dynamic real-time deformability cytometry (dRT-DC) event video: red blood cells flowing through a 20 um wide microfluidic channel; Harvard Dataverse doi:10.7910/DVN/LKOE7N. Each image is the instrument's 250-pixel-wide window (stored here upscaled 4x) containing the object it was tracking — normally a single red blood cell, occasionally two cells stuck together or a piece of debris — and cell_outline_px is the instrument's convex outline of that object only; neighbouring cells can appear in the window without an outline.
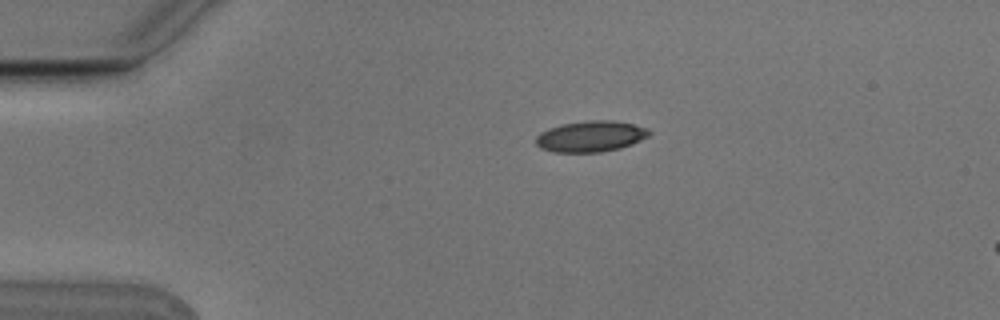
{"species": "Egyptian fruit bat (a non-hibernating species)", "species_latin": "Rousettus aegyptiacus", "temperature_condition": "cold", "stored_images_in_passage": 3, "camera_frame_rate_fps": 3000, "um_per_image_px": 0.085, "animal": {"sex": "male"}, "frame": {"image": 1, "passage_image": 1, "time_ms": 0.0, "image_size_px": [1000, 320], "cell_outline_px": [[652, 132], [648, 136], [632, 144], [620, 148], [600, 152], [556, 152], [540, 148], [536, 144], [536, 136], [540, 132], [548, 128], [560, 124], [588, 120], [612, 120], [632, 124], [644, 128]], "centroid_in_image_um": [50.17, 11.59], "position_along_channel_um": 34.8, "area_um2": 20.4}}